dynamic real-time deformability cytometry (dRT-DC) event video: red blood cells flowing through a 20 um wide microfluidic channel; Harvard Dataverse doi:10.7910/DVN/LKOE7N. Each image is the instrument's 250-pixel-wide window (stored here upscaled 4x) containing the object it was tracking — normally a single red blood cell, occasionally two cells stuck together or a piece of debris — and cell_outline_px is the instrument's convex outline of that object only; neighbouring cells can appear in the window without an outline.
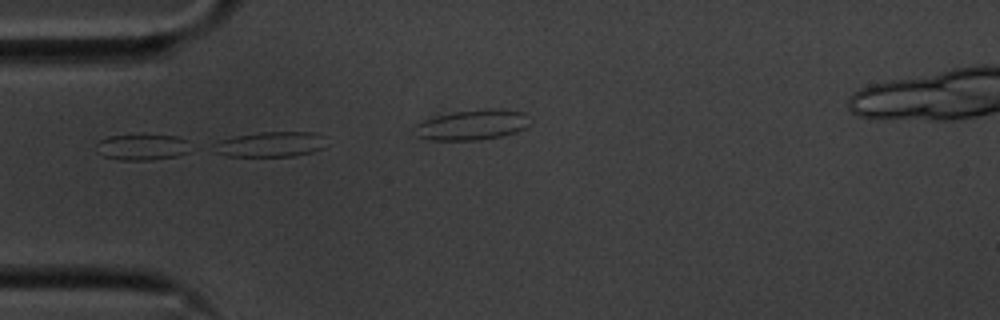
{"species": "common noctule bat (a hibernating species)", "species_latin": "Nyctalus noctula", "temperature_condition": "cold", "stored_images_in_passage": 15, "camera_frame_rate_fps": 3000, "um_per_image_px": 0.085, "animal": {"sex": "male", "body_mass_g": 20.1, "forearm_length_mm": 53.5}, "frame": {"image": 1, "passage_image": 14, "time_ms": 4.333, "image_size_px": [1000, 320], "cell_outline_px": [[188, 152], [176, 156], [152, 160], [120, 160], [104, 156], [96, 152], [96, 144], [100, 140], [108, 136], [176, 136], [188, 140]], "centroid_in_image_um": [12.05, 12.52], "position_along_channel_um": 72.9, "area_um2": 14.05}}